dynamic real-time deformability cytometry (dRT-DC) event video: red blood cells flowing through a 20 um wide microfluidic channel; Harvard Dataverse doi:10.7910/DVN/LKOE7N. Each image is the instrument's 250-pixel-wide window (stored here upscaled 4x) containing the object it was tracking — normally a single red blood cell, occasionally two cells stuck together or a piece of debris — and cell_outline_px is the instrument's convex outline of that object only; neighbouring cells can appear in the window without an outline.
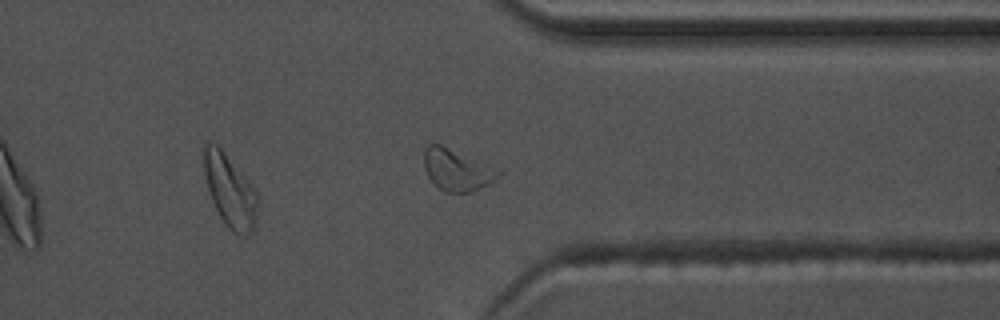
{"species": "common noctule bat (a hibernating species)", "species_latin": "Nyctalus noctula", "temperature_condition": "warm", "stored_images_in_passage": 43, "camera_frame_rate_fps": 3000, "um_per_image_px": 0.085, "animal": {"sex": "male", "body_mass_g": 17.5, "forearm_length_mm": 52.3}, "frame": {"image": 1, "passage_image": 31, "time_ms": 10.0, "image_size_px": [1000, 320], "cell_outline_px": [[504, 172], [500, 176], [488, 184], [472, 192], [444, 192], [428, 176], [424, 168], [424, 148], [428, 144], [440, 144], [504, 168]], "centroid_in_image_um": [38.93, 14.41], "position_along_channel_um": 372.5, "area_um2": 18.61}, "authors_computed_cell_mechanics": {"area_um2": 16.762, "velocity_mm_per_s": 3.7057, "shape_relaxation_time_tau1_ms": 6.667, "shape_relaxation_time_tau2_ms": 2.5105, "deformation_change_tau1": 0.2049, "deformation_change_tau2": 0.1124}}